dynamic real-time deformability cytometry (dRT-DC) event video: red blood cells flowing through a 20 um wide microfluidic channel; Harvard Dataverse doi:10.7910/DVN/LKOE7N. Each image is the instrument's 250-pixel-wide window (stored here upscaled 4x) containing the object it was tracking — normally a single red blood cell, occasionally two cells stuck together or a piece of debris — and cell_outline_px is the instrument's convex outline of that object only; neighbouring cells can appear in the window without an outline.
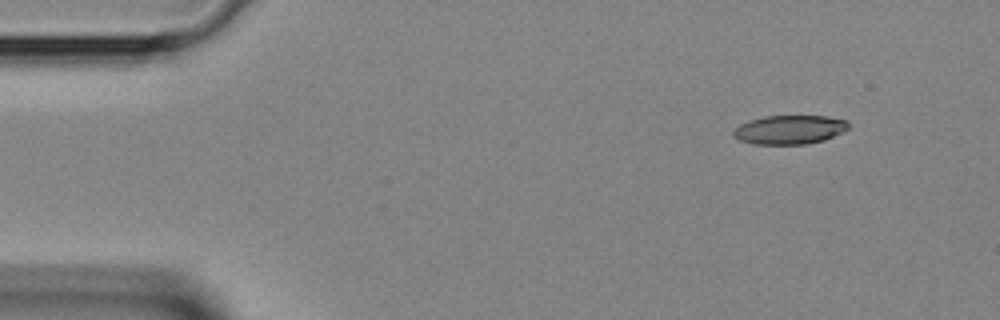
{"species": "Egyptian fruit bat (a non-hibernating species)", "species_latin": "Rousettus aegyptiacus", "temperature_condition": "room temperature", "stored_images_in_passage": 3, "segment_of_instrument_passage": [2, 2], "camera_frame_rate_fps": 3000, "um_per_image_px": 0.085, "animal": {"sex": "female"}, "frame": {"image": 1, "passage_image": 3, "time_ms": 0.667, "image_size_px": [1000, 320], "cell_outline_px": [[848, 128], [844, 132], [824, 140], [804, 144], [752, 144], [740, 140], [732, 136], [732, 128], [748, 120], [764, 116], [828, 116], [848, 120]], "centroid_in_image_um": [67.08, 11.02], "position_along_channel_um": 17.9, "area_um2": 19.65}}